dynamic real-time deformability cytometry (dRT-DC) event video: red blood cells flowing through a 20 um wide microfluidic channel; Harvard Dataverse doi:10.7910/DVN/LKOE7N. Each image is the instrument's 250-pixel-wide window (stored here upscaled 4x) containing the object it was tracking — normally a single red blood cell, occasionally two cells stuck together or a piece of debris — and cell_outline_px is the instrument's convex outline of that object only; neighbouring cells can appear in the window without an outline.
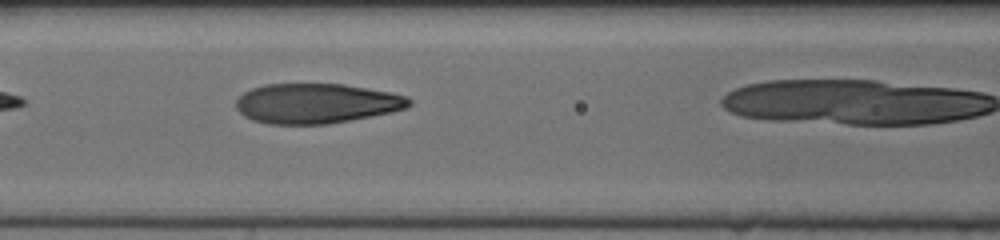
{"species": "human", "species_latin": "Homo sapiens", "temperature_condition": "cold", "stored_images_in_passage": 8, "camera_frame_rate_fps": 3000, "um_per_image_px": 0.085, "donor": {"sex": "female"}, "frame": {"image": 1, "passage_image": 7, "time_ms": 2.0, "image_size_px": [1000, 240], "cell_outline_px": [[412, 104], [408, 108], [392, 112], [372, 116], [328, 124], [268, 124], [252, 120], [244, 116], [236, 108], [236, 100], [244, 92], [252, 88], [264, 84], [344, 84], [392, 92], [408, 96], [412, 100]], "centroid_in_image_um": [26.92, 8.79], "position_along_channel_um": 139.7, "area_um2": 40.58}}